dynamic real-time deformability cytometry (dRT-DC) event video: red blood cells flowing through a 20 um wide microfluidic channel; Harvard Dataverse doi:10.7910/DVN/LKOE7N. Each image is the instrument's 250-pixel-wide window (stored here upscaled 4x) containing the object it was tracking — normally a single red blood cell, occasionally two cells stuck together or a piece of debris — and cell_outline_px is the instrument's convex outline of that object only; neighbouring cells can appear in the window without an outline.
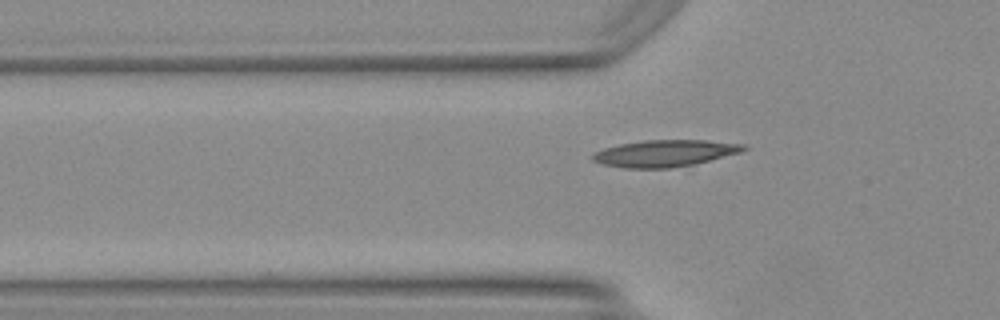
{"species": "Egyptian fruit bat (a non-hibernating species)", "species_latin": "Rousettus aegyptiacus", "temperature_condition": "warm", "stored_images_in_passage": 37, "camera_frame_rate_fps": 3000, "um_per_image_px": 0.085, "animal": {"sex": "female"}, "frame": {"image": 1, "passage_image": 8, "time_ms": 2.333, "image_size_px": [1000, 320], "cell_outline_px": [[748, 148], [740, 152], [696, 164], [668, 168], [624, 168], [600, 164], [592, 160], [592, 152], [604, 148], [620, 144], [644, 140], [704, 140], [744, 144]], "centroid_in_image_um": [56.47, 13.03], "position_along_channel_um": 69.3, "area_um2": 23.58}}
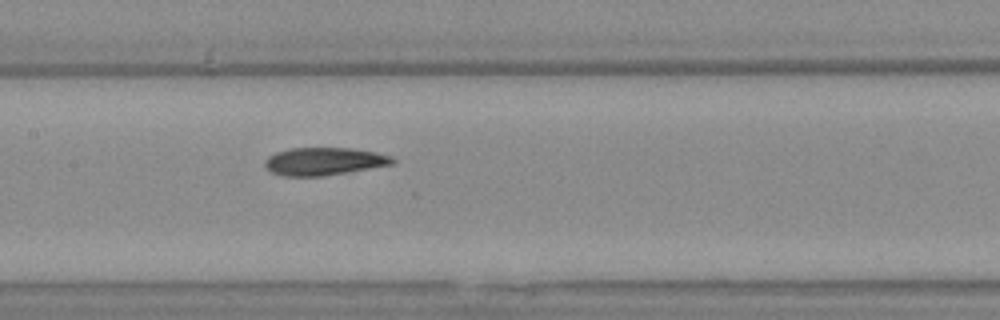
{"frame": {"image": 2, "passage_image": 16, "time_ms": 5.0, "image_size_px": [1000, 320], "cell_outline_px": [[396, 164], [324, 176], [284, 176], [268, 172], [264, 168], [264, 160], [268, 156], [276, 152], [292, 148], [352, 148], [376, 152], [392, 156], [396, 160]], "centroid_in_image_um": [27.54, 13.72], "position_along_channel_um": 179.9, "area_um2": 20.98}}
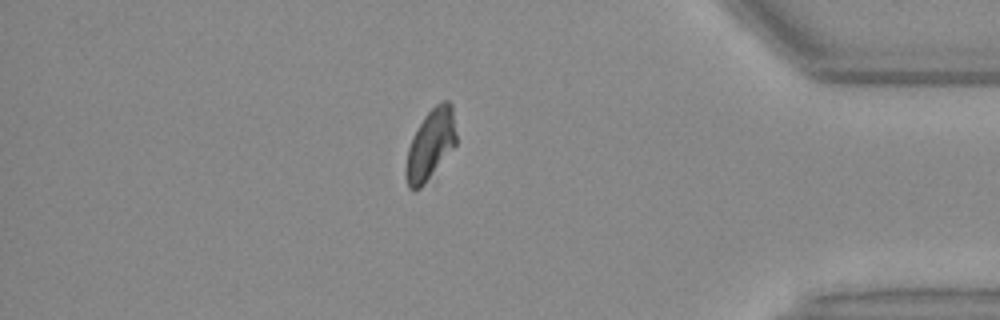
{"frame": {"image": 3, "passage_image": 34, "time_ms": 11.0, "image_size_px": [1000, 320], "cell_outline_px": [[456, 144], [424, 184], [420, 188], [412, 192], [408, 188], [404, 172], [404, 168], [408, 148], [412, 136], [424, 116], [436, 104], [444, 100], [448, 100], [452, 104], [456, 132]], "centroid_in_image_um": [36.56, 12.29], "position_along_channel_um": 398.6, "area_um2": 20.69}}